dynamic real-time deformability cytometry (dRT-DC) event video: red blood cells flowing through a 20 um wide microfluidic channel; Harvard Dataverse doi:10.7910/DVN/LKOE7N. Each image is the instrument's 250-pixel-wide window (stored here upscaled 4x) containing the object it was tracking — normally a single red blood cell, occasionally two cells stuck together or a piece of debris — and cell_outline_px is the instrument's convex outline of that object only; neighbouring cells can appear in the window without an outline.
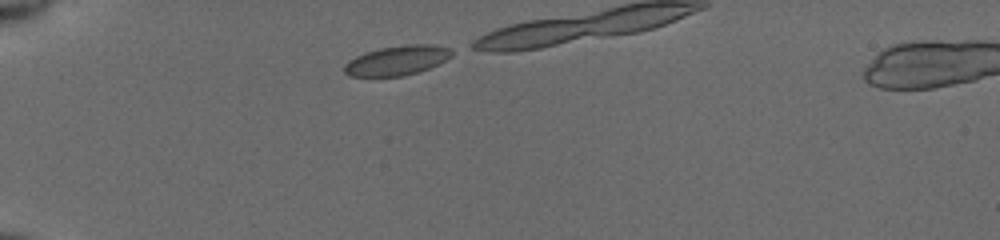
{"species": "common noctule bat (a hibernating species)", "species_latin": "Nyctalus noctula", "temperature_condition": "cold", "stored_images_in_passage": 10, "camera_frame_rate_fps": 3000, "um_per_image_px": 0.085, "animal": {"sex": "female", "body_mass_g": 19.5, "forearm_length_mm": 54.1}, "frame": {"image": 1, "passage_image": 1, "time_ms": 0.0, "image_size_px": [1000, 240], "cell_outline_px": [[452, 56], [428, 68], [404, 76], [348, 76], [344, 72], [344, 64], [348, 60], [356, 56], [380, 48], [404, 44], [432, 44], [452, 48]], "centroid_in_image_um": [33.74, 5.13], "position_along_channel_um": 51.3, "area_um2": 18.44}}
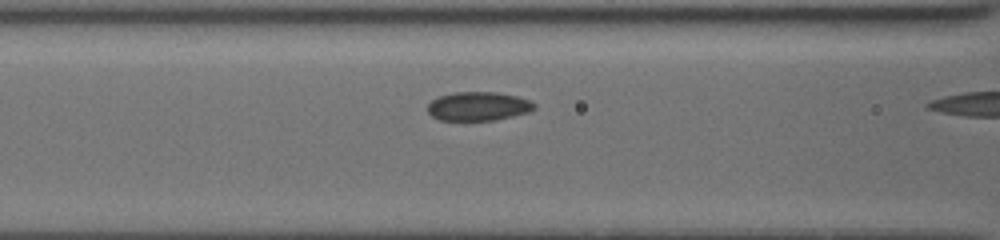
{"frame": {"image": 2, "passage_image": 9, "time_ms": 2.667, "image_size_px": [1000, 240], "cell_outline_px": [[536, 108], [528, 112], [496, 120], [440, 120], [432, 116], [428, 112], [428, 104], [432, 100], [440, 96], [452, 92], [496, 92], [516, 96], [532, 100], [536, 104]], "centroid_in_image_um": [40.68, 9.03], "position_along_channel_um": 125.9, "area_um2": 17.98}}